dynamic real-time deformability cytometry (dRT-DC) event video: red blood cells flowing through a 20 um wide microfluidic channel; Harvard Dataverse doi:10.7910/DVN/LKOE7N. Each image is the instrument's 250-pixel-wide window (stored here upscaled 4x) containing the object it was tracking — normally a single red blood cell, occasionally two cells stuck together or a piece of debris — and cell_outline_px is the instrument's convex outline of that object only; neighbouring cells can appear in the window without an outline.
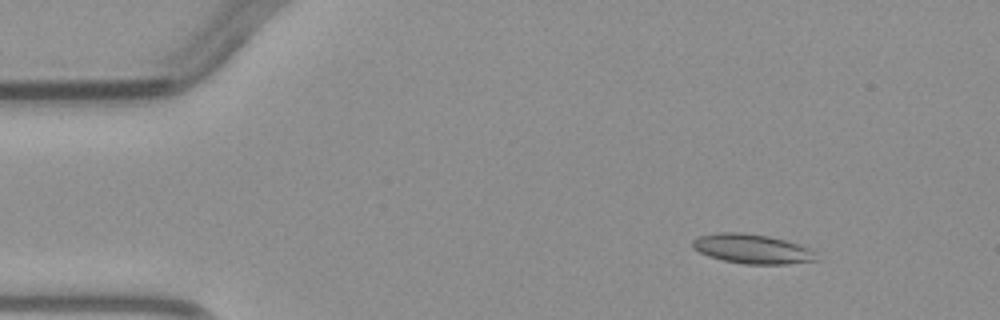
{"species": "common noctule bat (a hibernating species)", "species_latin": "Nyctalus noctula", "temperature_condition": "warm", "stored_images_in_passage": 3, "camera_frame_rate_fps": 3000, "um_per_image_px": 0.085, "animal": {"sex": "male", "body_mass_g": 23.1, "forearm_length_mm": 52.7}, "frame": {"image": 1, "passage_image": 1, "time_ms": 0.0, "image_size_px": [1000, 320], "cell_outline_px": [[820, 260], [788, 264], [744, 264], [724, 260], [708, 256], [692, 248], [692, 240], [700, 236], [716, 232], [744, 232], [768, 236], [800, 244], [812, 248], [816, 252]], "centroid_in_image_um": [63.98, 21.15], "position_along_channel_um": 21.0, "area_um2": 21.56}}